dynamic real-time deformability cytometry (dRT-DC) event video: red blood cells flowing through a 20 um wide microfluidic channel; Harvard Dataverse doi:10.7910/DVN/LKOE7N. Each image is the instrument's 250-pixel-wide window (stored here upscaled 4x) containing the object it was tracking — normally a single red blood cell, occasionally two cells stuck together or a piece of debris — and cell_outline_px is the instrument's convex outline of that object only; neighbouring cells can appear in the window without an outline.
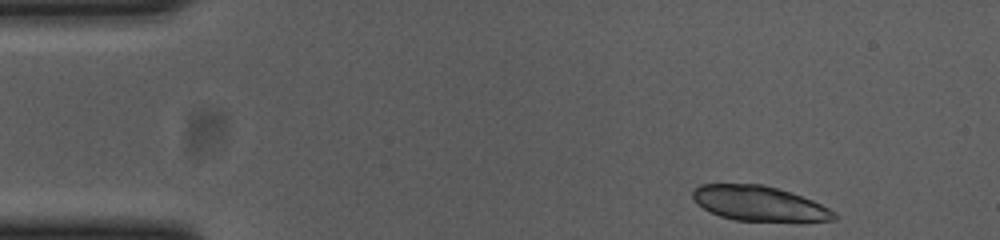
{"species": "common noctule bat (a hibernating species)", "species_latin": "Nyctalus noctula", "temperature_condition": "cold", "stored_images_in_passage": 49, "camera_frame_rate_fps": 3000, "um_per_image_px": 0.085, "animal": {"sex": "female", "body_mass_g": 23.0, "forearm_length_mm": 53.4}, "frame": {"image": 1, "passage_image": 1, "time_ms": 0.0, "image_size_px": [1000, 240], "cell_outline_px": [[836, 220], [736, 220], [720, 216], [704, 208], [692, 196], [692, 192], [700, 184], [764, 184], [812, 200], [836, 212]], "centroid_in_image_um": [64.5, 17.27], "position_along_channel_um": 20.5, "area_um2": 27.92}, "authors_computed_cell_mechanics": {"area_um2": 18.7272, "velocity_mm_per_s": 3.6489, "shape_relaxation_time_tau1_ms": 2.1369, "shape_relaxation_time_tau2_ms": 3.6561, "deformation_change_tau1": 0.0562, "deformation_change_tau2": 0.0709}}